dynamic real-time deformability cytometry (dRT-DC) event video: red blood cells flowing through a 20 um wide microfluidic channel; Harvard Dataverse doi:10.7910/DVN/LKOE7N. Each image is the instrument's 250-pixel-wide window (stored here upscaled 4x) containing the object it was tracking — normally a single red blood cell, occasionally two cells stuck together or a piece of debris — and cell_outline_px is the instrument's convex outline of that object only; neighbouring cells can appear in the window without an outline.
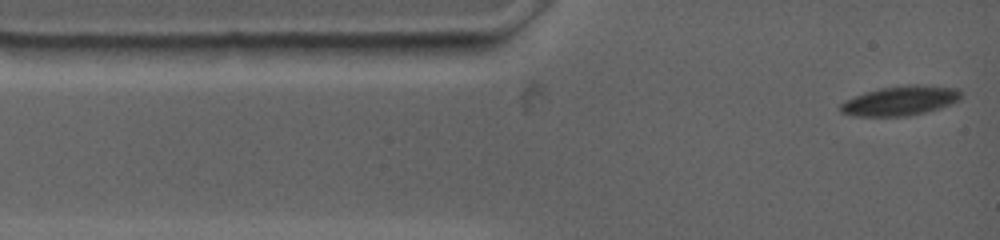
{"species": "common noctule bat (a hibernating species)", "species_latin": "Nyctalus noctula", "temperature_condition": "warm", "stored_images_in_passage": 45, "camera_frame_rate_fps": 4500, "um_per_image_px": 0.085, "animal": {"sex": "female", "body_mass_g": 19.0, "forearm_length_mm": 53.3}, "frame": {"image": 1, "passage_image": 1, "time_ms": 0.0, "image_size_px": [1000, 240], "cell_outline_px": [[960, 100], [924, 112], [908, 116], [852, 116], [840, 112], [840, 104], [844, 100], [864, 92], [880, 88], [912, 84], [920, 84], [956, 88], [960, 92]], "centroid_in_image_um": [76.46, 8.55], "position_along_channel_um": 8.5, "area_um2": 20.63}}
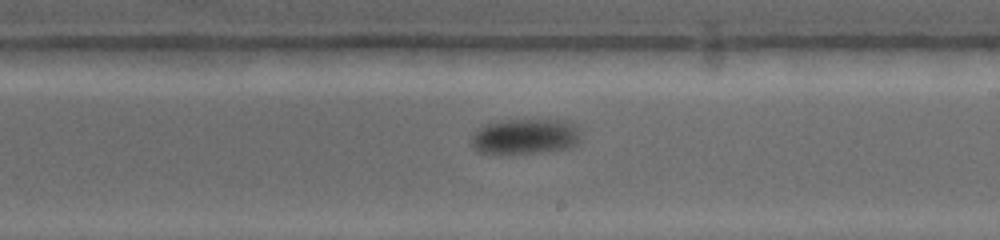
{"frame": {"image": 2, "passage_image": 20, "time_ms": 8.0, "image_size_px": [1000, 240], "cell_outline_px": [[580, 140], [572, 148], [536, 152], [476, 152], [472, 144], [472, 136], [484, 124], [500, 120], [568, 120], [576, 124], [580, 128]], "centroid_in_image_um": [44.72, 11.57], "position_along_channel_um": 244.3, "area_um2": 22.48}}
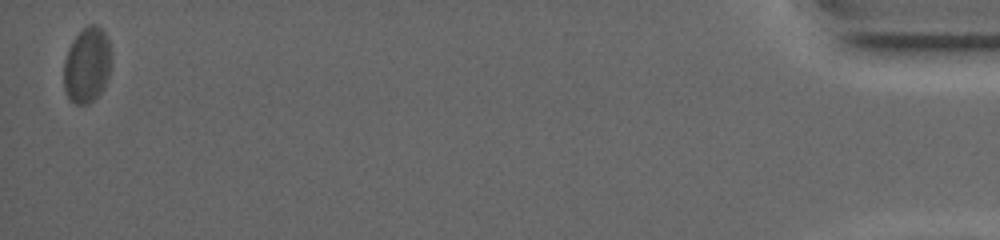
{"frame": {"image": 3, "passage_image": 45, "time_ms": 18.0, "image_size_px": [1000, 240], "cell_outline_px": [[112, 64], [108, 76], [100, 92], [88, 104], [76, 104], [68, 96], [64, 88], [64, 60], [68, 48], [72, 40], [88, 24], [96, 24], [108, 36], [112, 52]], "centroid_in_image_um": [7.42, 5.48], "position_along_channel_um": 427.8, "area_um2": 21.04}, "authors_computed_cell_mechanics": {"area_um2": 21.2126, "velocity_mm_per_s": 3.4392, "shape_relaxation_time_tau1_ms": 2.0741, "shape_relaxation_time_tau2_ms": null, "deformation_change_tau1": 0.079, "deformation_change_tau2": null}}